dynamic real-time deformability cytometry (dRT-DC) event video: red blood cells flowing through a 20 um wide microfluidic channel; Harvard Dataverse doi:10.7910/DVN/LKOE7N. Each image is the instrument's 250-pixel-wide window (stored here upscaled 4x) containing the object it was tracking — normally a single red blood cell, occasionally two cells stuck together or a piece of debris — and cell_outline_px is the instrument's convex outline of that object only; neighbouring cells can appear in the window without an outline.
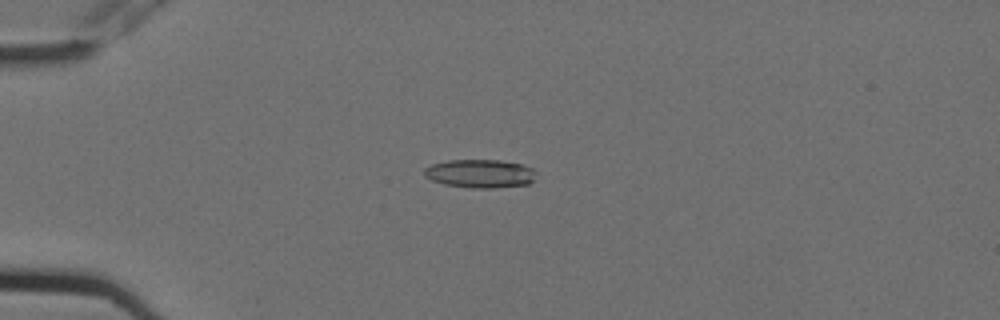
{"species": "Egyptian fruit bat (a non-hibernating species)", "species_latin": "Rousettus aegyptiacus", "temperature_condition": "cold", "stored_images_in_passage": 2, "camera_frame_rate_fps": 3000, "um_per_image_px": 0.085, "animal": {"sex": "female"}, "frame": {"image": 1, "passage_image": 1, "time_ms": 0.0, "image_size_px": [1000, 320], "cell_outline_px": [[536, 172], [532, 180], [528, 184], [492, 188], [468, 188], [444, 184], [432, 180], [424, 176], [424, 168], [432, 164], [448, 160], [500, 160], [520, 164], [532, 168]], "centroid_in_image_um": [40.77, 14.75], "position_along_channel_um": 44.2, "area_um2": 18.5}}